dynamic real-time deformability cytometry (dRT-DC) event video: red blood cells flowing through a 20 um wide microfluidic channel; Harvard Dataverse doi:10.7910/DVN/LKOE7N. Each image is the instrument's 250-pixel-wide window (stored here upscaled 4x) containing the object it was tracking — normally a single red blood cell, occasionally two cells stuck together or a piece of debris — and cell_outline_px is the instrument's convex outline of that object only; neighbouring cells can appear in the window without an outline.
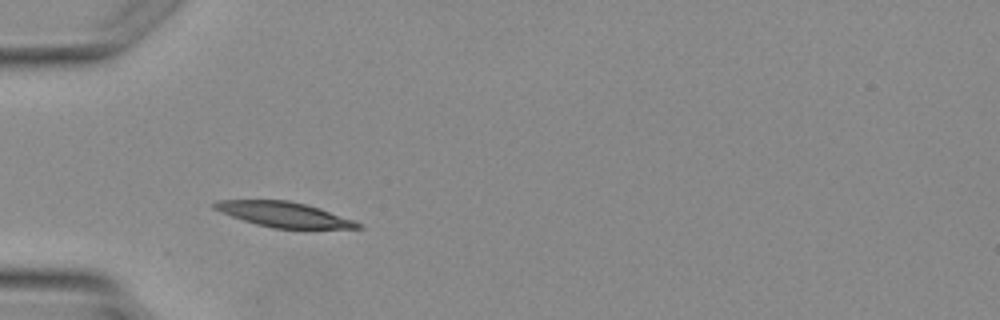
{"species": "Egyptian fruit bat (a non-hibernating species)", "species_latin": "Rousettus aegyptiacus", "temperature_condition": "warm", "stored_images_in_passage": 3, "camera_frame_rate_fps": 3000, "um_per_image_px": 0.085, "animal": {"sex": "female"}, "frame": {"image": 1, "passage_image": 3, "time_ms": 3.333, "image_size_px": [1000, 320], "cell_outline_px": [[364, 228], [272, 228], [256, 224], [232, 216], [212, 208], [212, 204], [216, 200], [288, 200], [320, 208], [352, 220], [360, 224]], "centroid_in_image_um": [24.08, 18.22], "position_along_channel_um": 60.9, "area_um2": 20.58}}